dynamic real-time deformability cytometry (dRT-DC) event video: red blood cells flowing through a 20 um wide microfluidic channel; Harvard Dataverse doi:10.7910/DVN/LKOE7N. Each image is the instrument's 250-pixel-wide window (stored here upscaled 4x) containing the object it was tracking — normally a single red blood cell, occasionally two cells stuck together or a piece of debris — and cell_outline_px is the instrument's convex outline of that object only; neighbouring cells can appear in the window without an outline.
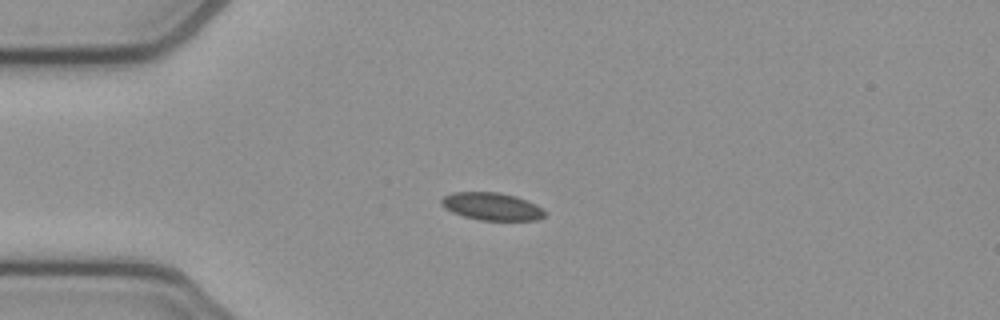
{"species": "common noctule bat (a hibernating species)", "species_latin": "Nyctalus noctula", "temperature_condition": "cold", "stored_images_in_passage": 41, "camera_frame_rate_fps": 3000, "um_per_image_px": 0.085, "animal": {"sex": "female", "body_mass_g": 21.9}, "frame": {"image": 1, "passage_image": 1, "time_ms": 0.0, "image_size_px": [1000, 320], "cell_outline_px": [[544, 216], [540, 220], [480, 220], [464, 216], [452, 212], [444, 208], [440, 204], [440, 200], [444, 196], [452, 192], [496, 192], [516, 196], [536, 204], [544, 212]], "centroid_in_image_um": [41.76, 17.54], "position_along_channel_um": 43.2, "area_um2": 16.59}}
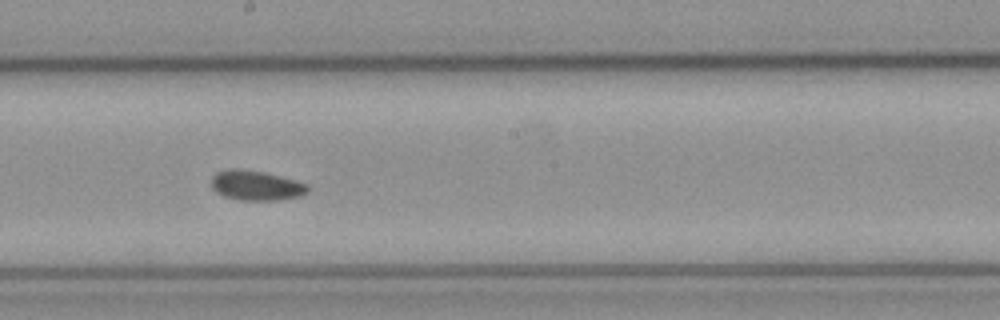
{"frame": {"image": 2, "passage_image": 17, "time_ms": 5.333, "image_size_px": [1000, 320], "cell_outline_px": [[308, 192], [300, 196], [280, 200], [240, 200], [224, 196], [216, 192], [212, 188], [212, 176], [216, 172], [228, 168], [236, 168], [264, 172], [296, 180], [308, 184]], "centroid_in_image_um": [21.76, 15.76], "position_along_channel_um": 226.4, "area_um2": 16.88}}
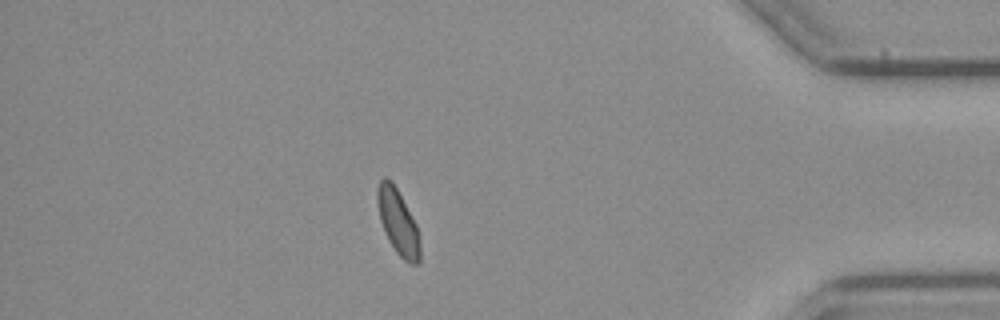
{"frame": {"image": 3, "passage_image": 34, "time_ms": 11.0, "image_size_px": [1000, 320], "cell_outline_px": [[420, 260], [416, 264], [412, 264], [404, 260], [396, 252], [388, 240], [384, 232], [380, 220], [376, 200], [376, 188], [380, 180], [384, 176], [392, 180], [416, 224], [420, 236]], "centroid_in_image_um": [33.81, 18.85], "position_along_channel_um": 401.4, "area_um2": 16.36}, "authors_computed_cell_mechanics": {"area_um2": 16.5308, "velocity_mm_per_s": 3.8438, "shape_relaxation_time_tau1_ms": 4.0134, "shape_relaxation_time_tau2_ms": null, "deformation_change_tau1": 0.0759, "deformation_change_tau2": null}}